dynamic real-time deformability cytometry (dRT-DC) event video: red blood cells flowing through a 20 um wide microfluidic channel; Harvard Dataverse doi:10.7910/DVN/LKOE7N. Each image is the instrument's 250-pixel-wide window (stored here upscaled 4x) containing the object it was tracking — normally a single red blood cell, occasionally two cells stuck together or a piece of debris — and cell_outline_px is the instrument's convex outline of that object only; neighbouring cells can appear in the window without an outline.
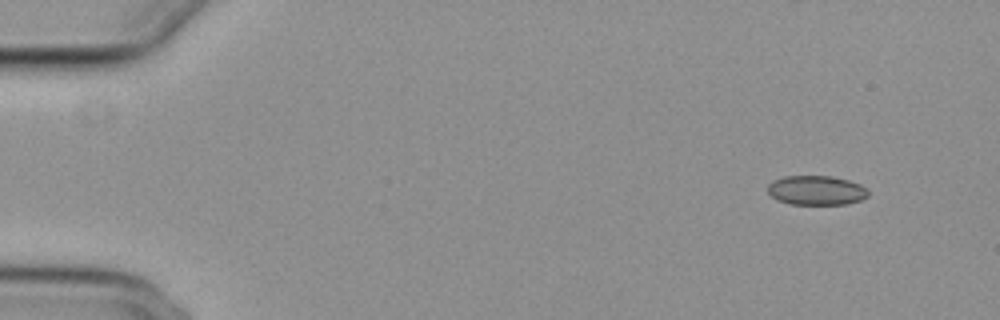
{"species": "common noctule bat (a hibernating species)", "species_latin": "Nyctalus noctula", "temperature_condition": "cold", "stored_images_in_passage": 52, "camera_frame_rate_fps": 3000, "um_per_image_px": 0.085, "animal": {"sex": "female", "body_mass_g": 29.2, "forearm_length_mm": 56.3}, "frame": {"image": 1, "passage_image": 1, "time_ms": 0.0, "image_size_px": [1000, 320], "cell_outline_px": [[868, 196], [860, 200], [848, 204], [788, 204], [776, 200], [768, 192], [768, 184], [772, 180], [784, 176], [832, 176], [848, 180], [860, 184], [868, 192]], "centroid_in_image_um": [69.35, 16.18], "position_along_channel_um": 15.6, "area_um2": 17.28}}
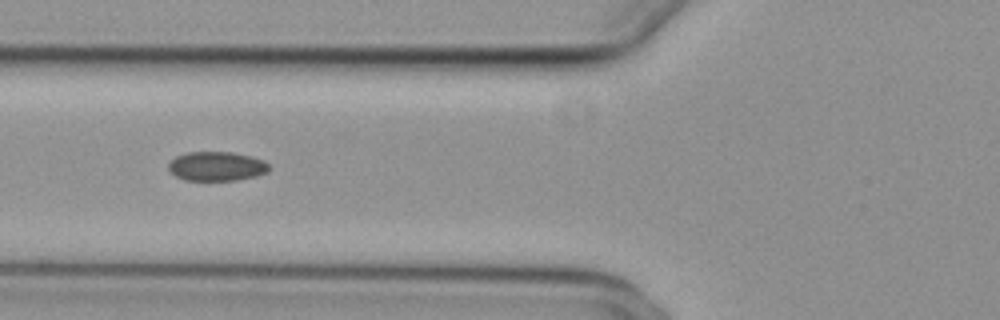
{"frame": {"image": 2, "passage_image": 18, "time_ms": 5.667, "image_size_px": [1000, 320], "cell_outline_px": [[272, 168], [268, 172], [256, 176], [236, 180], [184, 180], [176, 176], [168, 168], [168, 164], [176, 156], [188, 152], [232, 152], [252, 156], [264, 160]], "centroid_in_image_um": [18.46, 14.13], "position_along_channel_um": 107.3, "area_um2": 17.22}}
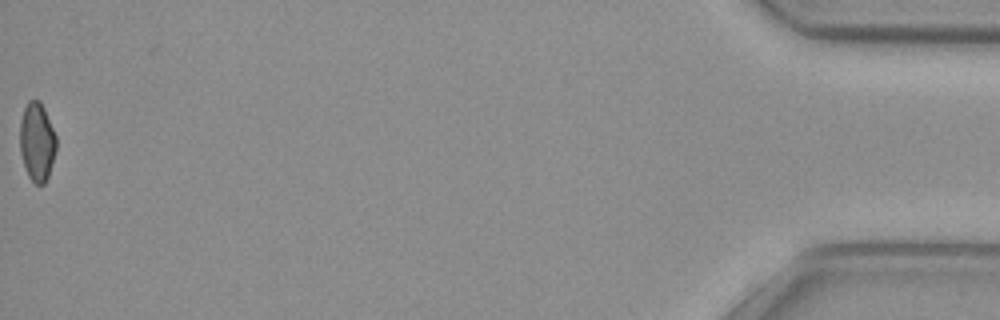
{"frame": {"image": 3, "passage_image": 52, "time_ms": 17.0, "image_size_px": [1000, 320], "cell_outline_px": [[56, 152], [48, 176], [44, 184], [36, 184], [28, 176], [20, 152], [20, 120], [24, 108], [28, 100], [40, 100], [44, 108], [56, 136]], "centroid_in_image_um": [3.14, 12.04], "position_along_channel_um": 432.1, "area_um2": 16.65}, "authors_computed_cell_mechanics": {"area_um2": 17.5423, "velocity_mm_per_s": 3.7541, "shape_relaxation_time_tau1_ms": null, "shape_relaxation_time_tau2_ms": 3.1125, "deformation_change_tau1": null, "deformation_change_tau2": 0.0558}}